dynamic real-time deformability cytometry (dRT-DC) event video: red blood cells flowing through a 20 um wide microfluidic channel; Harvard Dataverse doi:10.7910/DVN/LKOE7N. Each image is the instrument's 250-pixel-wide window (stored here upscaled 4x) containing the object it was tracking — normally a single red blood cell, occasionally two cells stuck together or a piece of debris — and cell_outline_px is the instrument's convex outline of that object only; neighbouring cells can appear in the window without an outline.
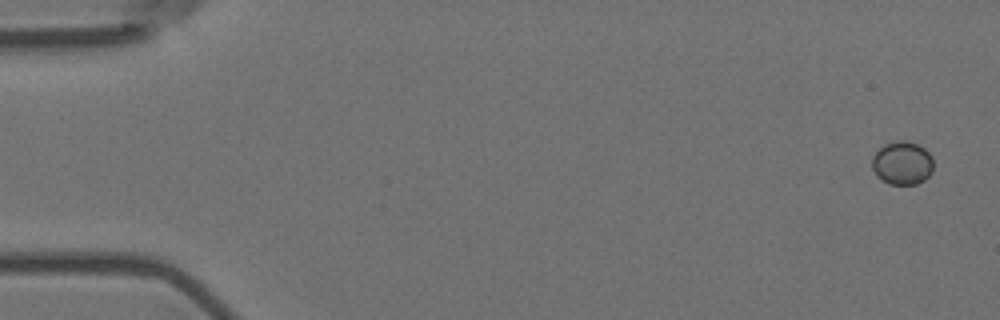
{"species": "Egyptian fruit bat (a non-hibernating species)", "species_latin": "Rousettus aegyptiacus", "temperature_condition": "room temperature", "stored_images_in_passage": 8, "camera_frame_rate_fps": 3000, "um_per_image_px": 0.085, "animal": {"sex": "female"}, "frame": {"image": 1, "passage_image": 1, "time_ms": 0.0, "image_size_px": [1000, 320], "cell_outline_px": [[932, 172], [924, 180], [916, 184], [888, 184], [880, 180], [876, 176], [872, 168], [872, 156], [884, 144], [896, 140], [904, 140], [916, 144], [924, 148], [932, 156]], "centroid_in_image_um": [76.67, 13.86], "position_along_channel_um": 8.3, "area_um2": 15.61}}
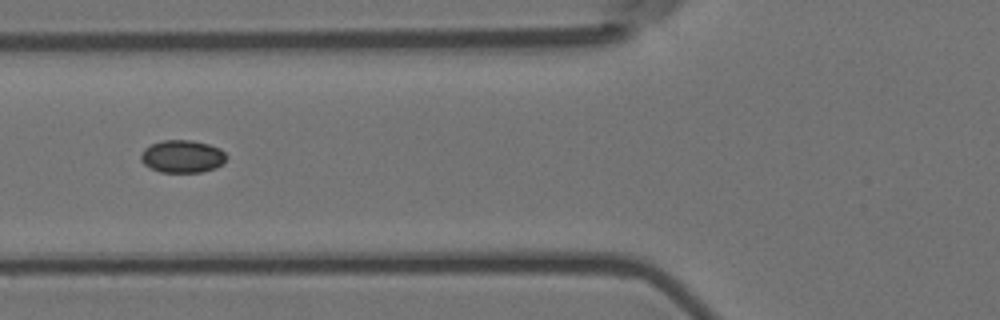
{"frame": {"image": 2, "passage_image": 7, "time_ms": 2.0, "image_size_px": [1000, 320], "cell_outline_px": [[228, 156], [216, 168], [200, 172], [160, 172], [144, 164], [140, 160], [140, 156], [144, 148], [152, 144], [164, 140], [192, 140], [208, 144], [220, 148]], "centroid_in_image_um": [15.49, 13.29], "position_along_channel_um": 110.3, "area_um2": 16.18}}
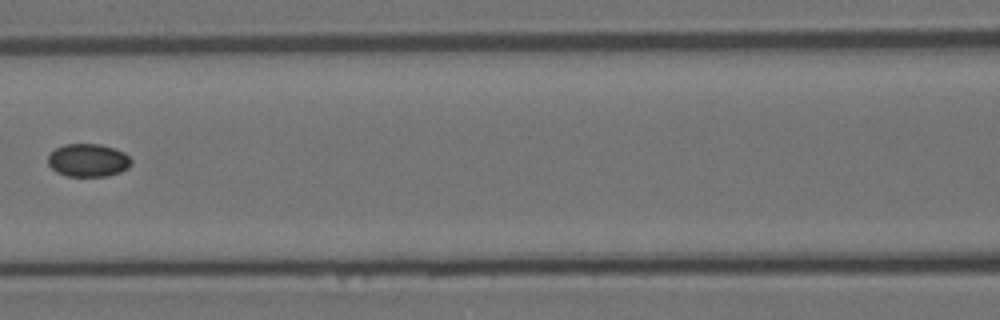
{"frame": {"image": 3, "passage_image": 8, "time_ms": 2.333, "image_size_px": [1000, 320], "cell_outline_px": [[132, 164], [128, 168], [120, 172], [108, 176], [64, 176], [56, 172], [48, 164], [48, 156], [56, 148], [64, 144], [100, 144], [124, 152], [132, 160]], "centroid_in_image_um": [7.49, 13.63], "position_along_channel_um": 159.1, "area_um2": 16.07}}